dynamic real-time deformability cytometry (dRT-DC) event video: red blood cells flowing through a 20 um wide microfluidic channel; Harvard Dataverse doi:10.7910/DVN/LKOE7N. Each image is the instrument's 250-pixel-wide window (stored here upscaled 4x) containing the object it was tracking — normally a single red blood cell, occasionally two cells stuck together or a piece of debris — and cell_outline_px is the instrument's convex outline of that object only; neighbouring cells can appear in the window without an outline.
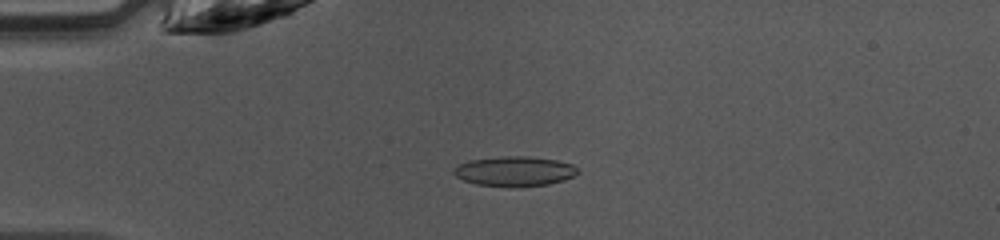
{"species": "common noctule bat (a hibernating species)", "species_latin": "Nyctalus noctula", "temperature_condition": "warm", "stored_images_in_passage": 24, "camera_frame_rate_fps": 3000, "um_per_image_px": 0.085, "animal": {"sex": "female", "body_mass_g": 10.0, "forearm_length_mm": 53.1}, "frame": {"image": 1, "passage_image": 12, "time_ms": 3.667, "image_size_px": [1000, 240], "cell_outline_px": [[580, 172], [564, 180], [548, 184], [476, 184], [464, 180], [456, 176], [452, 172], [460, 164], [468, 160], [504, 156], [528, 156], [556, 160], [572, 164]], "centroid_in_image_um": [43.75, 14.51], "position_along_channel_um": 41.2, "area_um2": 20.58}}
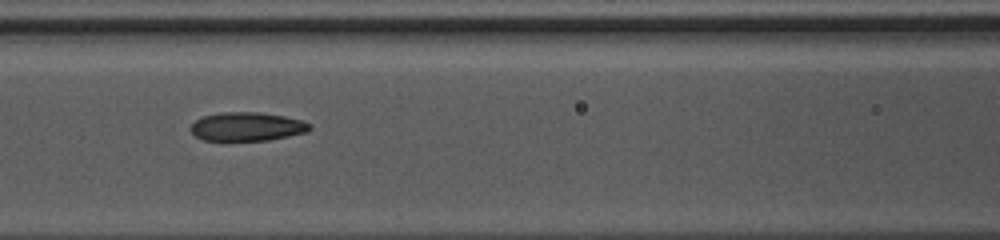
{"frame": {"image": 2, "passage_image": 21, "time_ms": 6.667, "image_size_px": [1000, 240], "cell_outline_px": [[312, 128], [308, 132], [268, 140], [204, 140], [196, 136], [188, 128], [200, 116], [224, 112], [260, 112], [284, 116], [300, 120], [312, 124]], "centroid_in_image_um": [21.0, 10.75], "position_along_channel_um": 145.6, "area_um2": 19.94}}
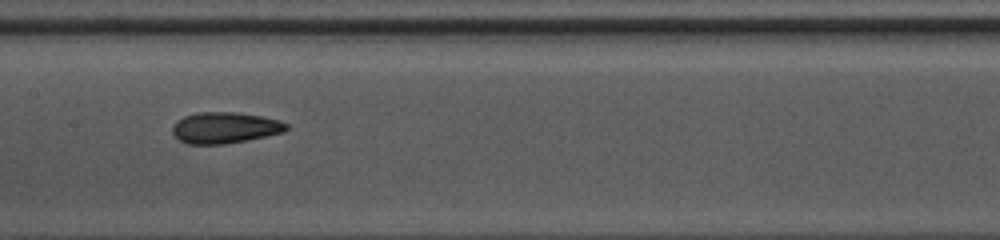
{"frame": {"image": 3, "passage_image": 24, "time_ms": 7.667, "image_size_px": [1000, 240], "cell_outline_px": [[288, 128], [284, 132], [248, 140], [224, 144], [188, 144], [180, 140], [172, 132], [172, 124], [176, 120], [184, 116], [196, 112], [240, 112], [280, 120], [288, 124]], "centroid_in_image_um": [19.1, 10.85], "position_along_channel_um": 188.3, "area_um2": 20.87}}